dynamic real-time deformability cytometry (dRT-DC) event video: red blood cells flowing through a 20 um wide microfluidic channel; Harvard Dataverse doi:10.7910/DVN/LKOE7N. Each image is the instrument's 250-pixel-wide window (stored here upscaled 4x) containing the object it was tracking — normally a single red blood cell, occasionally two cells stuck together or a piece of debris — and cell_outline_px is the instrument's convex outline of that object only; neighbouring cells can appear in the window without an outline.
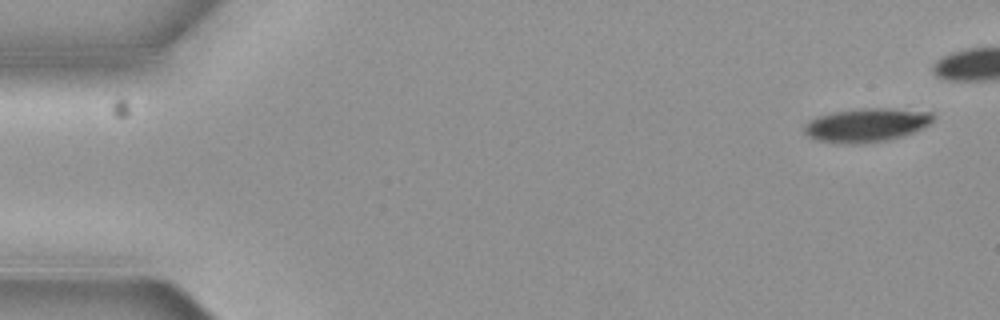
{"species": "common noctule bat (a hibernating species)", "species_latin": "Nyctalus noctula", "temperature_condition": "cold", "stored_images_in_passage": 4, "camera_frame_rate_fps": 3000, "um_per_image_px": 0.085, "animal": {"sex": "female", "body_mass_g": 19.3, "forearm_length_mm": 54.1}, "frame": {"image": 1, "passage_image": 1, "time_ms": 0.0, "image_size_px": [1000, 320], "cell_outline_px": [[932, 120], [928, 124], [912, 132], [900, 136], [884, 140], [864, 144], [848, 144], [816, 140], [808, 136], [804, 132], [804, 128], [808, 120], [832, 112], [864, 108], [888, 108], [932, 112]], "centroid_in_image_um": [73.59, 10.63], "position_along_channel_um": 11.4, "area_um2": 24.91}}